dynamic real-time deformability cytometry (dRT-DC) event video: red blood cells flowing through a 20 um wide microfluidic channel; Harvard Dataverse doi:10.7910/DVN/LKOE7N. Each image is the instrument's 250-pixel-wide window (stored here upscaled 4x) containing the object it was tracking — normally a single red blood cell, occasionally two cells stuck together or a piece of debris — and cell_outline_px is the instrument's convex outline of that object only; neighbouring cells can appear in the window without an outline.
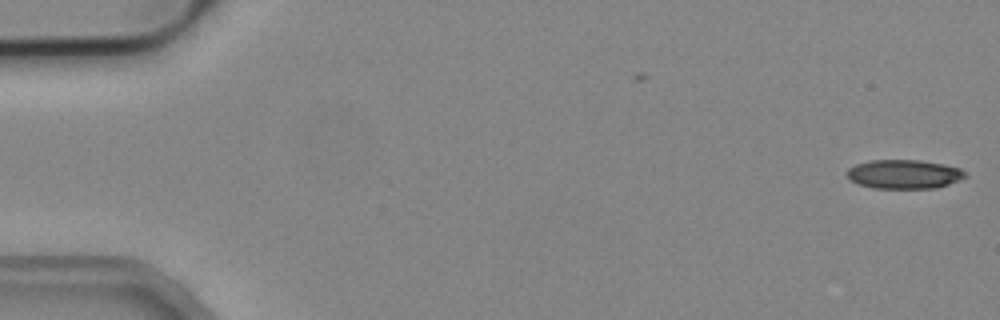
{"species": "common noctule bat (a hibernating species)", "species_latin": "Nyctalus noctula", "temperature_condition": "cold", "stored_images_in_passage": 2, "camera_frame_rate_fps": 3000, "um_per_image_px": 0.085, "animal": {"sex": "male", "body_mass_g": 19.2, "forearm_length_mm": 51.8}, "frame": {"image": 1, "passage_image": 2, "time_ms": 0.333, "image_size_px": [1000, 320], "cell_outline_px": [[968, 176], [960, 180], [936, 188], [872, 188], [860, 184], [852, 180], [848, 176], [848, 168], [856, 164], [868, 160], [920, 160], [960, 168]], "centroid_in_image_um": [76.85, 14.8], "position_along_channel_um": 8.1, "area_um2": 19.83}}